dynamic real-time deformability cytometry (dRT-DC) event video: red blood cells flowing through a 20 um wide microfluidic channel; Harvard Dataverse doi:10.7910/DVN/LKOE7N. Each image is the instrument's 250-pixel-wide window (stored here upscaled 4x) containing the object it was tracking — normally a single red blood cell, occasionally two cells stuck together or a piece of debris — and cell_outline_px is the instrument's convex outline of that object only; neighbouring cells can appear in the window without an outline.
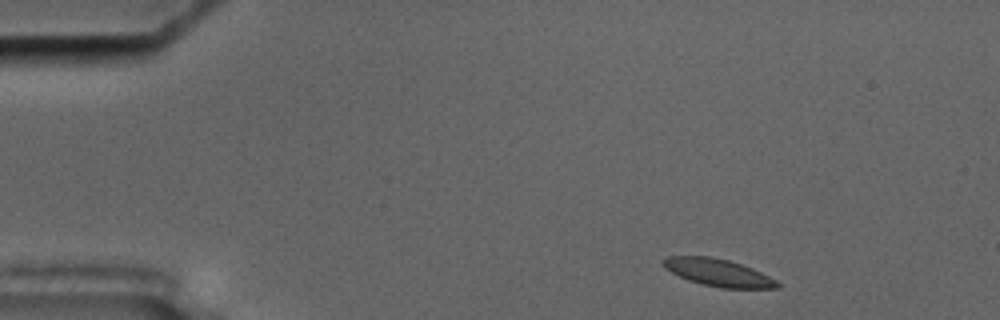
{"species": "common noctule bat (a hibernating species)", "species_latin": "Nyctalus noctula", "temperature_condition": "cold", "stored_images_in_passage": 50, "camera_frame_rate_fps": 3000, "um_per_image_px": 0.085, "animal": {"sex": "male", "body_mass_g": 17.5, "forearm_length_mm": 52.3}, "frame": {"image": 1, "passage_image": 1, "time_ms": 0.0, "image_size_px": [1000, 320], "cell_outline_px": [[780, 288], [720, 288], [688, 280], [664, 268], [660, 264], [660, 260], [668, 256], [712, 256], [728, 260], [752, 268], [776, 280], [780, 284]], "centroid_in_image_um": [61.0, 23.16], "position_along_channel_um": 24.0, "area_um2": 18.15}}
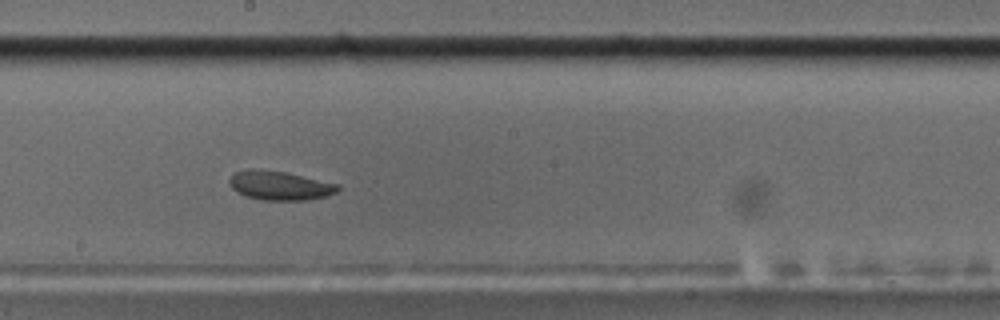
{"frame": {"image": 2, "passage_image": 25, "time_ms": 8.0, "image_size_px": [1000, 320], "cell_outline_px": [[340, 188], [336, 192], [324, 196], [308, 200], [264, 200], [244, 196], [236, 192], [232, 188], [228, 180], [236, 172], [248, 168], [252, 168], [288, 172], [340, 184]], "centroid_in_image_um": [23.78, 15.76], "position_along_channel_um": 224.4, "area_um2": 18.55}}
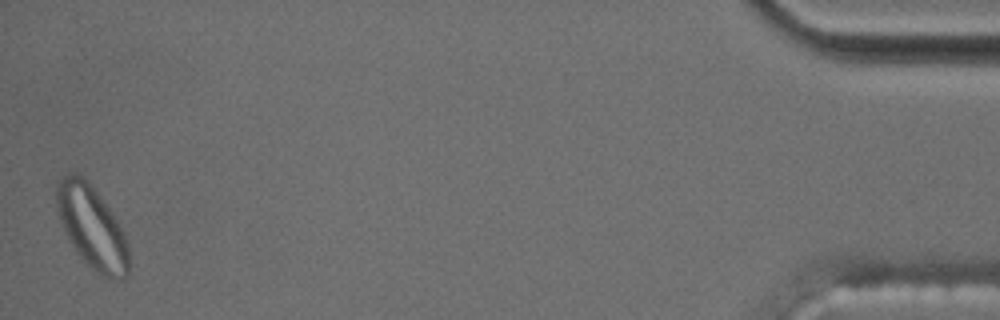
{"frame": {"image": 3, "passage_image": 50, "time_ms": 16.333, "image_size_px": [1000, 320], "cell_outline_px": [[128, 276], [120, 280], [108, 280], [100, 276], [76, 252], [60, 220], [56, 204], [56, 188], [60, 180], [64, 176], [72, 172], [80, 172], [88, 180], [112, 212], [124, 232], [128, 244]], "centroid_in_image_um": [7.83, 19.31], "position_along_channel_um": 427.4, "area_um2": 34.85}, "authors_computed_cell_mechanics": {"area_um2": 19.1318, "velocity_mm_per_s": 3.4875, "shape_relaxation_time_tau1_ms": 9.5524, "shape_relaxation_time_tau2_ms": null, "deformation_change_tau1": 0.1319, "deformation_change_tau2": null}}